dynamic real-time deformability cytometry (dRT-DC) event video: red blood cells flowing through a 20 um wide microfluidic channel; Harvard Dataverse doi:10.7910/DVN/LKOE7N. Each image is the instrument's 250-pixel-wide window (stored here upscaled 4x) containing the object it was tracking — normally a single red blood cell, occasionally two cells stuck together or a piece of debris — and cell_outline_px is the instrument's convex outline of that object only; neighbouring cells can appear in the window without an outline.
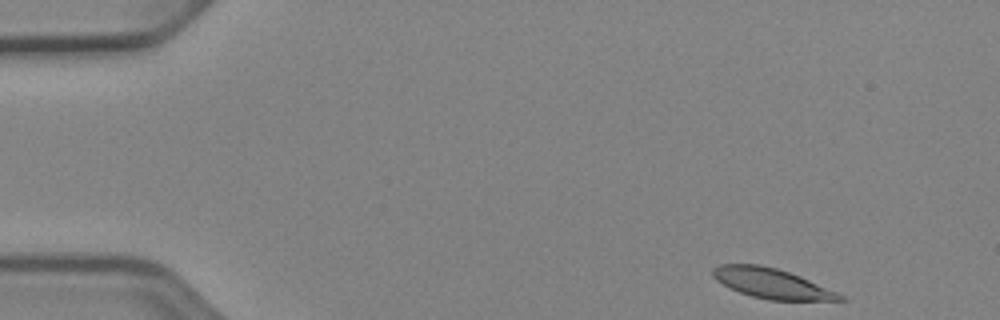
{"species": "Egyptian fruit bat (a non-hibernating species)", "species_latin": "Rousettus aegyptiacus", "temperature_condition": "cold", "stored_images_in_passage": 49, "segment_of_instrument_passage": [1, 2], "camera_frame_rate_fps": 3000, "um_per_image_px": 0.085, "animal": {"sex": "female"}, "frame": {"image": 1, "passage_image": 1, "time_ms": 0.0, "image_size_px": [1000, 320], "cell_outline_px": [[848, 300], [768, 300], [752, 296], [728, 288], [716, 280], [712, 276], [712, 268], [720, 264], [760, 264], [776, 268], [800, 276], [836, 292], [844, 296]], "centroid_in_image_um": [65.54, 24.08], "position_along_channel_um": 19.5, "area_um2": 22.08}}
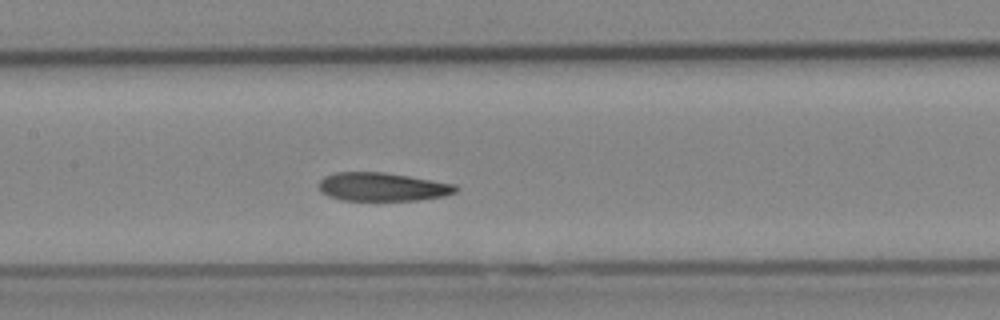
{"frame": {"image": 2, "passage_image": 21, "time_ms": 6.667, "image_size_px": [1000, 320], "cell_outline_px": [[460, 188], [456, 192], [444, 196], [416, 200], [340, 200], [328, 196], [320, 192], [320, 180], [324, 176], [336, 172], [384, 172], [456, 184]], "centroid_in_image_um": [32.51, 15.88], "position_along_channel_um": 174.9, "area_um2": 22.72}}
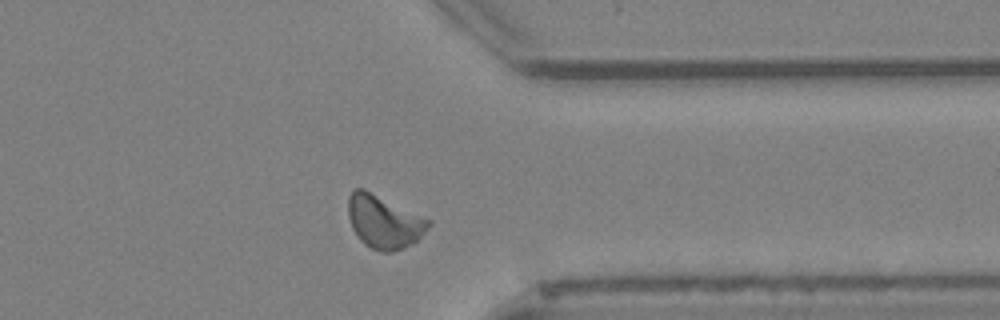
{"frame": {"image": 3, "passage_image": 37, "time_ms": 12.0, "image_size_px": [1000, 320], "cell_outline_px": [[432, 224], [412, 244], [404, 248], [392, 252], [384, 252], [372, 248], [364, 244], [356, 236], [352, 228], [348, 216], [348, 196], [352, 188], [364, 188], [432, 220]], "centroid_in_image_um": [32.62, 18.83], "position_along_channel_um": 378.8, "area_um2": 25.09}}